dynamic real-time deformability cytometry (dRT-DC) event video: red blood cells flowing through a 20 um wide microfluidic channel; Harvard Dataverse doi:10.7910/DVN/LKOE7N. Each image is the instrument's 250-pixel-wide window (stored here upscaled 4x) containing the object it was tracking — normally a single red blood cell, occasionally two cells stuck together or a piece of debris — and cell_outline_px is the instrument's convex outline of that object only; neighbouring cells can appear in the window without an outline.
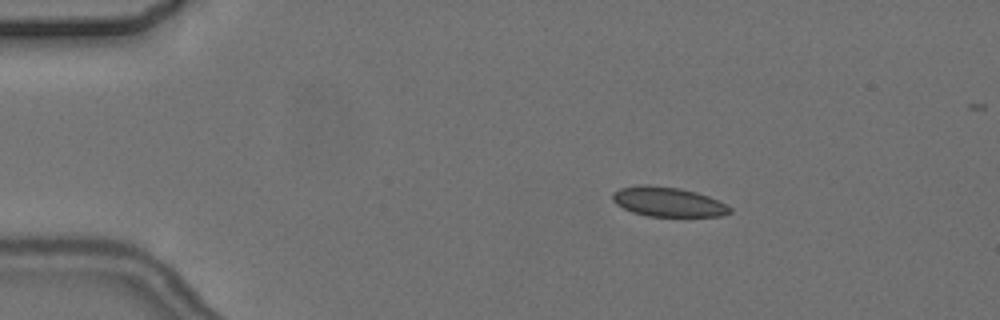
{"species": "common noctule bat (a hibernating species)", "species_latin": "Nyctalus noctula", "temperature_condition": "cold", "stored_images_in_passage": 6, "camera_frame_rate_fps": 3000, "um_per_image_px": 0.085, "animal": {"sex": "female", "body_mass_g": 24.6, "forearm_length_mm": 56.2}, "frame": {"image": 1, "passage_image": 3, "time_ms": 2.333, "image_size_px": [1000, 320], "cell_outline_px": [[732, 212], [720, 216], [648, 216], [632, 212], [616, 204], [612, 200], [612, 192], [620, 188], [640, 184], [648, 184], [680, 188], [696, 192], [708, 196], [732, 208]], "centroid_in_image_um": [56.74, 17.14], "position_along_channel_um": 28.3, "area_um2": 20.23}}